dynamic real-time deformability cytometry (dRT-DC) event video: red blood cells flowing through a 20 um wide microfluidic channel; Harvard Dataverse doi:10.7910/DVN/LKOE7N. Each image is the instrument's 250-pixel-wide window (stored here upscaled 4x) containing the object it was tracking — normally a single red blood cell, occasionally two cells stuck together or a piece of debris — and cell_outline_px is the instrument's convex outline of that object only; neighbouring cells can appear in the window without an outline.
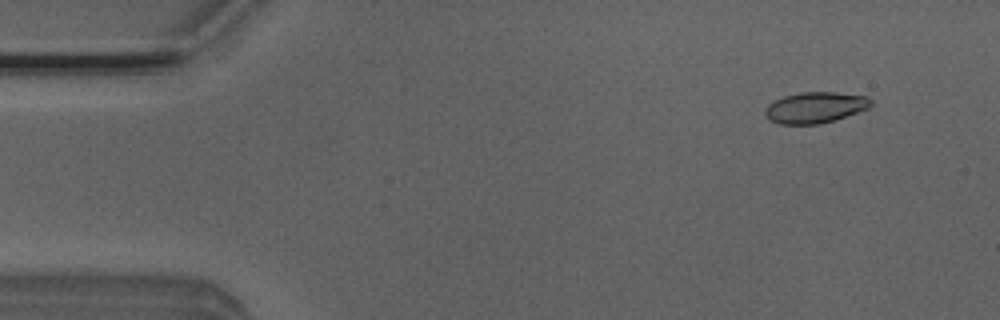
{"species": "Egyptian fruit bat (a non-hibernating species)", "species_latin": "Rousettus aegyptiacus", "temperature_condition": "room temperature", "stored_images_in_passage": 50, "camera_frame_rate_fps": 3000, "um_per_image_px": 0.085, "animal": {"sex": "male"}, "frame": {"image": 1, "passage_image": 5, "time_ms": 1.333, "image_size_px": [1000, 320], "cell_outline_px": [[872, 104], [868, 108], [832, 120], [816, 124], [780, 124], [768, 120], [764, 112], [764, 108], [768, 104], [784, 96], [800, 92], [836, 92], [864, 96], [872, 100]], "centroid_in_image_um": [69.23, 9.13], "position_along_channel_um": 15.8, "area_um2": 18.9}}
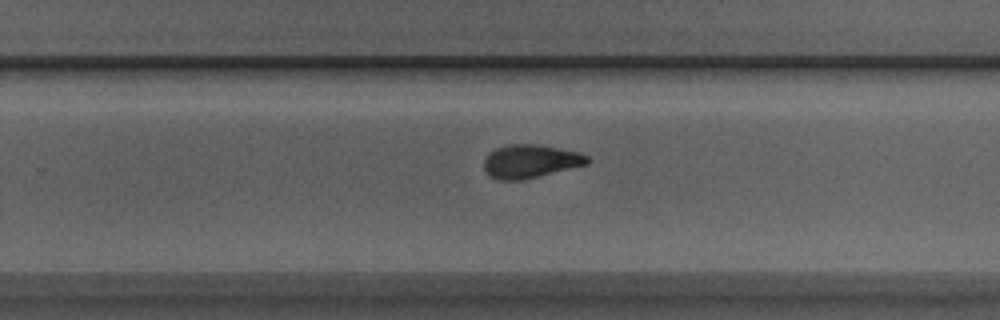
{"frame": {"image": 2, "passage_image": 33, "time_ms": 10.667, "image_size_px": [1000, 320], "cell_outline_px": [[588, 164], [520, 180], [496, 180], [484, 168], [484, 160], [496, 148], [508, 144], [536, 144], [580, 152], [588, 156]], "centroid_in_image_um": [45.09, 13.7], "position_along_channel_um": 284.7, "area_um2": 19.71}}
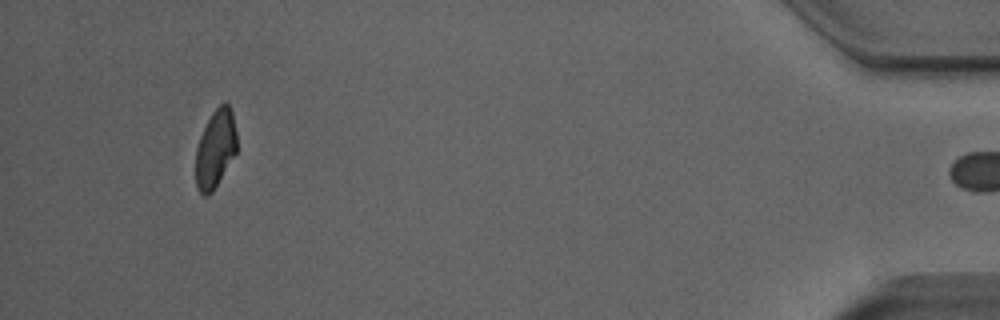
{"frame": {"image": 3, "passage_image": 49, "time_ms": 16.0, "image_size_px": [1000, 320], "cell_outline_px": [[236, 152], [212, 192], [208, 196], [204, 196], [200, 192], [196, 184], [196, 148], [200, 136], [212, 112], [224, 100], [228, 104], [232, 112], [236, 132]], "centroid_in_image_um": [18.3, 12.63], "position_along_channel_um": 416.9, "area_um2": 18.5}, "authors_computed_cell_mechanics": {"area_um2": 19.9121, "velocity_mm_per_s": 3.9328, "shape_relaxation_time_tau1_ms": 5.1659, "shape_relaxation_time_tau2_ms": 2.072, "deformation_change_tau1": 0.1546, "deformation_change_tau2": 0.0741}}